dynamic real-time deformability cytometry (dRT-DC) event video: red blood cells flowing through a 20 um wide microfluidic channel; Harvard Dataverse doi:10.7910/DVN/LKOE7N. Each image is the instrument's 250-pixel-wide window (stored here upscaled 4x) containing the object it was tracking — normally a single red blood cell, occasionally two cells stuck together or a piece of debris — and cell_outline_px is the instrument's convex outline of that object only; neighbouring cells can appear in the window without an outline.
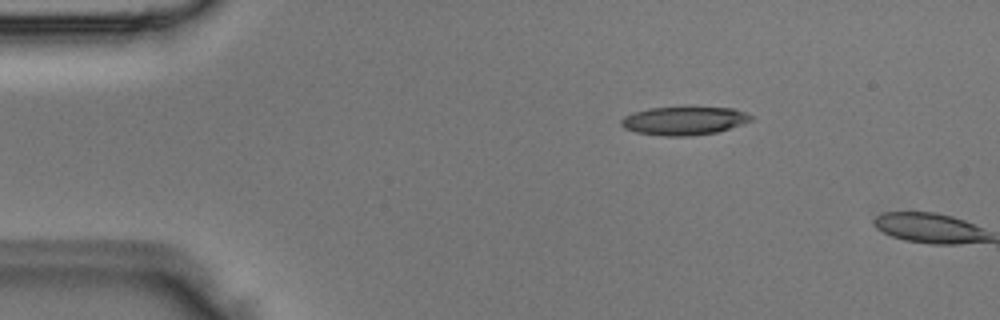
{"species": "Egyptian fruit bat (a non-hibernating species)", "species_latin": "Rousettus aegyptiacus", "temperature_condition": "room temperature", "stored_images_in_passage": 2, "camera_frame_rate_fps": 3000, "um_per_image_px": 0.085, "animal": {"sex": "male"}, "frame": {"image": 1, "passage_image": 1, "time_ms": 0.0, "image_size_px": [1000, 320], "cell_outline_px": [[752, 120], [716, 132], [688, 136], [664, 136], [636, 132], [624, 128], [620, 124], [620, 120], [624, 116], [632, 112], [648, 108], [684, 104], [732, 108], [744, 112], [752, 116]], "centroid_in_image_um": [58.09, 10.2], "position_along_channel_um": 26.9, "area_um2": 22.31}}